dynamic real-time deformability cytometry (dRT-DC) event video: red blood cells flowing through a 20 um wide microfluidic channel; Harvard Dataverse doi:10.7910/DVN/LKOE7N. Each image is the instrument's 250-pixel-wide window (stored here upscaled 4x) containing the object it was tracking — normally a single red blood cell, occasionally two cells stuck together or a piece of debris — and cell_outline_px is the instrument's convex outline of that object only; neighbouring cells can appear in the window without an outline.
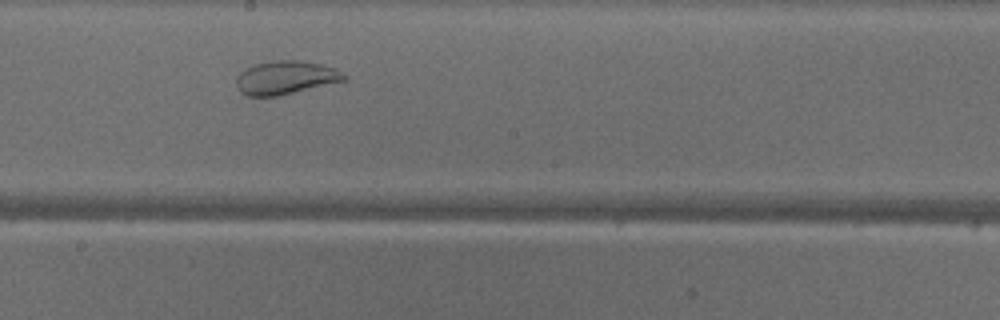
{"species": "common noctule bat (a hibernating species)", "species_latin": "Nyctalus noctula", "temperature_condition": "warm", "stored_images_in_passage": 30, "camera_frame_rate_fps": 3000, "um_per_image_px": 0.085, "animal": {"sex": "male", "body_mass_g": 18.8}, "frame": {"image": 1, "passage_image": 18, "time_ms": 5.667, "image_size_px": [1000, 320], "cell_outline_px": [[348, 76], [344, 80], [276, 96], [248, 96], [240, 92], [236, 84], [236, 76], [244, 68], [252, 64], [272, 60], [300, 60], [320, 64], [336, 68]], "centroid_in_image_um": [24.22, 6.57], "position_along_channel_um": 224.0, "area_um2": 20.98}, "authors_computed_cell_mechanics": {"area_um2": 25.6343, "velocity_mm_per_s": 4.0903, "shape_relaxation_time_tau1_ms": null, "shape_relaxation_time_tau2_ms": 0.7237, "deformation_change_tau1": null, "deformation_change_tau2": 0.0637}}